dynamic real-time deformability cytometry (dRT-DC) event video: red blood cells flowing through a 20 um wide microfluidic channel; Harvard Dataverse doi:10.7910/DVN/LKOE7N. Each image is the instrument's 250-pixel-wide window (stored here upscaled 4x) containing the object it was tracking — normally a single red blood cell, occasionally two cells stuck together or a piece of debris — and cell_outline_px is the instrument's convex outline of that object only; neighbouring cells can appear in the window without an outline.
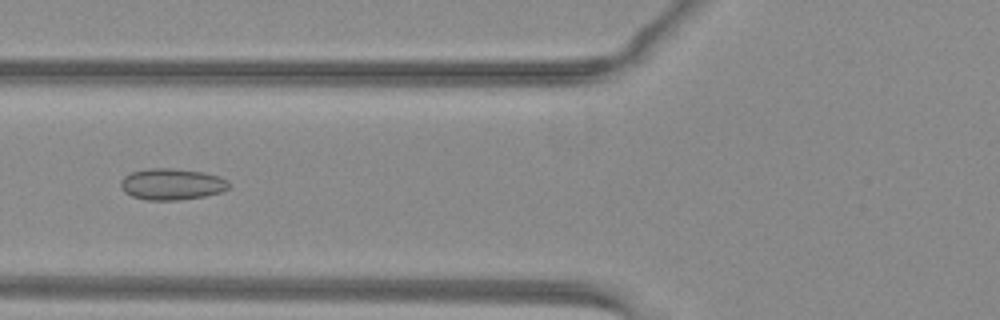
{"species": "common noctule bat (a hibernating species)", "species_latin": "Nyctalus noctula", "temperature_condition": "warm", "stored_images_in_passage": 53, "camera_frame_rate_fps": 3000, "um_per_image_px": 0.085, "animal": {"sex": "female", "body_mass_g": 29.2, "forearm_length_mm": 56.3}, "frame": {"image": 1, "passage_image": 22, "time_ms": 7.0, "image_size_px": [1000, 320], "cell_outline_px": [[232, 184], [228, 188], [220, 192], [204, 196], [180, 200], [148, 200], [132, 196], [124, 192], [120, 184], [120, 180], [124, 176], [132, 172], [148, 168], [172, 168], [204, 172], [220, 176], [228, 180]], "centroid_in_image_um": [14.62, 15.65], "position_along_channel_um": 111.2, "area_um2": 19.94}}
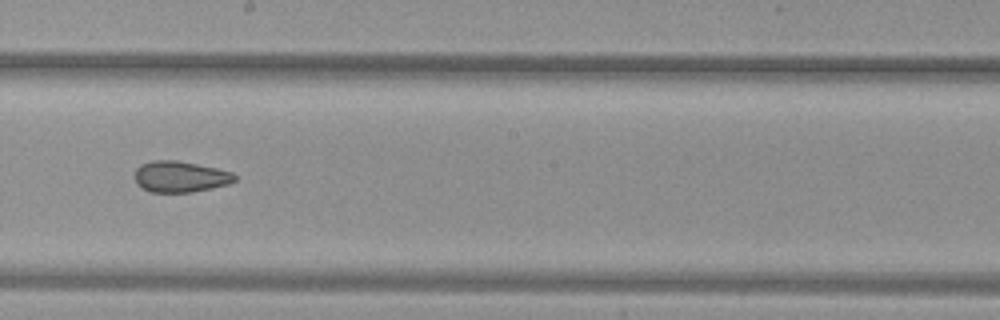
{"frame": {"image": 2, "passage_image": 31, "time_ms": 10.0, "image_size_px": [1000, 320], "cell_outline_px": [[236, 180], [228, 184], [212, 188], [192, 192], [152, 192], [140, 188], [136, 184], [136, 168], [140, 164], [152, 160], [176, 160], [216, 168], [232, 172], [236, 176]], "centroid_in_image_um": [15.3, 15.02], "position_along_channel_um": 232.9, "area_um2": 18.15}}
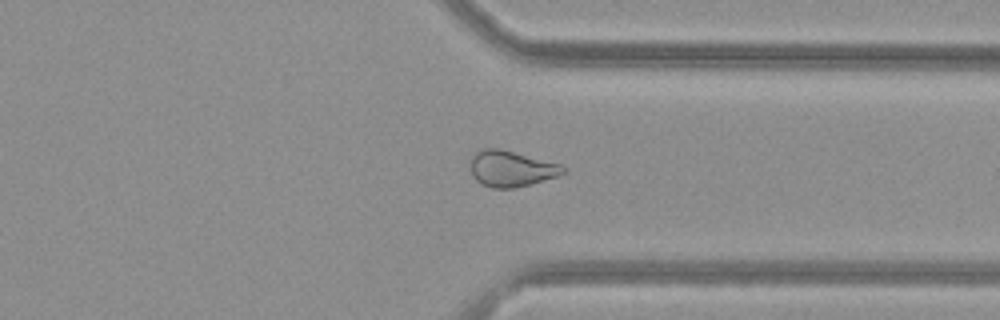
{"frame": {"image": 3, "passage_image": 41, "time_ms": 13.333, "image_size_px": [1000, 320], "cell_outline_px": [[568, 172], [532, 184], [512, 188], [492, 188], [480, 184], [476, 180], [472, 172], [472, 156], [476, 152], [484, 148], [500, 148], [560, 164], [568, 168]], "centroid_in_image_um": [43.49, 14.34], "position_along_channel_um": 367.9, "area_um2": 19.36}, "authors_computed_cell_mechanics": {"area_um2": 21.9062, "velocity_mm_per_s": 4.0561, "shape_relaxation_time_tau1_ms": null, "shape_relaxation_time_tau2_ms": 2.6835, "deformation_change_tau1": null, "deformation_change_tau2": 0.0911}}